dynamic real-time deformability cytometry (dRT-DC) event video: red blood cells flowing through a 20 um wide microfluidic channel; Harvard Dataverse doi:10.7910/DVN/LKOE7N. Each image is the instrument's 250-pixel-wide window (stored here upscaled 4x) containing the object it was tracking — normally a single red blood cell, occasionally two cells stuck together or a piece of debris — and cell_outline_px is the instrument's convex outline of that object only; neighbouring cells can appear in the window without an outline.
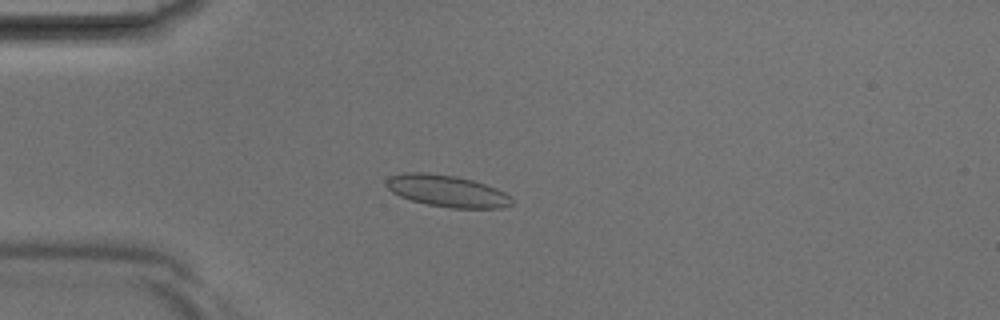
{"species": "Egyptian fruit bat (a non-hibernating species)", "species_latin": "Rousettus aegyptiacus", "temperature_condition": "room temperature", "stored_images_in_passage": 41, "camera_frame_rate_fps": 3000, "um_per_image_px": 0.085, "animal": {"sex": "male"}, "frame": {"image": 1, "passage_image": 11, "time_ms": 3.333, "image_size_px": [1000, 320], "cell_outline_px": [[512, 204], [500, 208], [452, 208], [428, 204], [412, 200], [400, 196], [392, 192], [384, 184], [384, 180], [388, 176], [404, 172], [428, 172], [456, 176], [472, 180], [496, 188], [512, 196]], "centroid_in_image_um": [37.96, 16.22], "position_along_channel_um": 47.0, "area_um2": 23.35}}
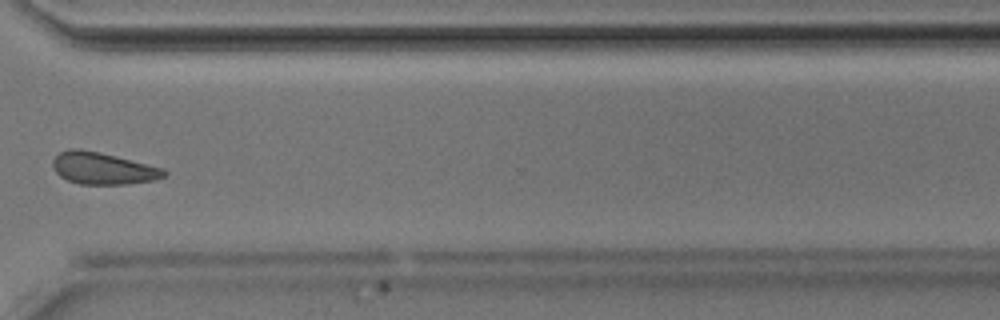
{"frame": {"image": 2, "passage_image": 31, "time_ms": 10.0, "image_size_px": [1000, 320], "cell_outline_px": [[168, 172], [164, 176], [152, 180], [128, 184], [80, 184], [68, 180], [60, 176], [52, 168], [52, 160], [60, 152], [68, 148], [80, 148], [100, 152], [164, 168]], "centroid_in_image_um": [8.72, 14.3], "position_along_channel_um": 361.9, "area_um2": 20.75}}
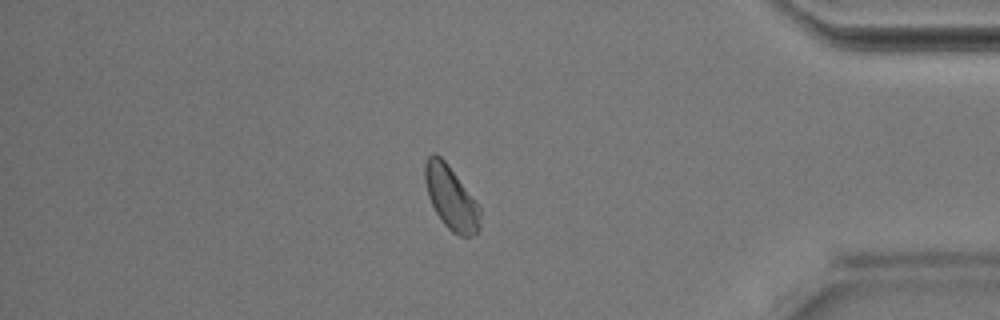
{"frame": {"image": 3, "passage_image": 35, "time_ms": 11.333, "image_size_px": [1000, 320], "cell_outline_px": [[480, 228], [476, 232], [468, 236], [460, 236], [452, 232], [440, 220], [428, 196], [424, 180], [424, 164], [428, 156], [432, 152], [436, 152], [448, 164], [476, 200], [480, 208]], "centroid_in_image_um": [38.32, 16.78], "position_along_channel_um": 396.9, "area_um2": 20.52}}